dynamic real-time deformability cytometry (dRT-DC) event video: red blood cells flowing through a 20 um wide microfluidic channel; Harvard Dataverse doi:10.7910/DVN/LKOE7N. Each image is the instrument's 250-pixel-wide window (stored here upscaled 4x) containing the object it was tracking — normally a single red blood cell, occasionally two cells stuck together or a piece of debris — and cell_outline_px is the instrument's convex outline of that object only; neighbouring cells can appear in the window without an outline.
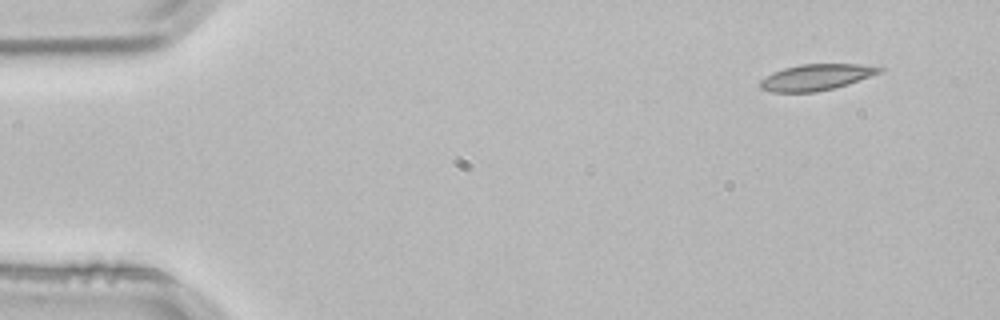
{"species": "common noctule bat (a hibernating species)", "species_latin": "Nyctalus noctula", "temperature_condition": "room temperature", "stored_images_in_passage": 3, "camera_frame_rate_fps": 3000, "um_per_image_px": 0.085, "animal": {"sex": "male", "body_mass_g": 21.5, "forearm_length_mm": 52.0}, "frame": {"image": 1, "passage_image": 1, "time_ms": 0.0, "image_size_px": [1000, 320], "cell_outline_px": [[884, 68], [880, 72], [848, 84], [816, 92], [772, 92], [760, 88], [760, 80], [772, 72], [784, 68], [800, 64], [860, 64]], "centroid_in_image_um": [69.33, 6.56], "position_along_channel_um": 15.7, "area_um2": 17.98}}